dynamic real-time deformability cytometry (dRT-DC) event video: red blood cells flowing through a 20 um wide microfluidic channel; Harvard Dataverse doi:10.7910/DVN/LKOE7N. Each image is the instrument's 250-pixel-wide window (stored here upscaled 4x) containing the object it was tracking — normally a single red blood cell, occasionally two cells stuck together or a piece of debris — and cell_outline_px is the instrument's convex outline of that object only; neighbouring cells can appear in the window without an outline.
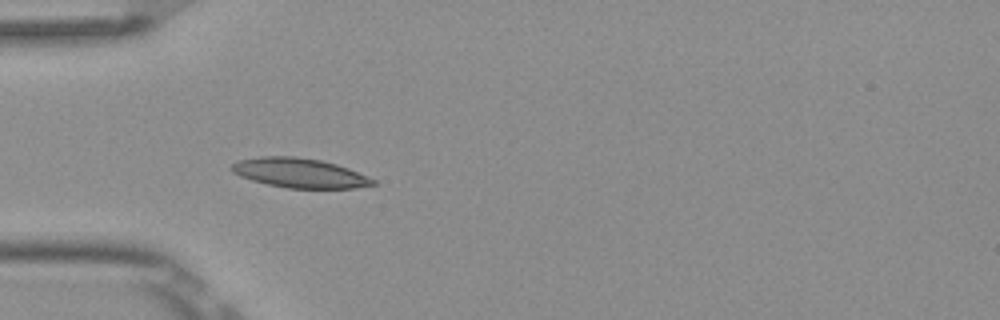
{"species": "Egyptian fruit bat (a non-hibernating species)", "species_latin": "Rousettus aegyptiacus", "temperature_condition": "room temperature", "stored_images_in_passage": 7, "camera_frame_rate_fps": 3000, "um_per_image_px": 0.085, "frame": {"image": 1, "passage_image": 5, "time_ms": 1.333, "image_size_px": [1000, 320], "cell_outline_px": [[376, 184], [356, 188], [288, 188], [268, 184], [252, 180], [240, 176], [232, 172], [228, 168], [232, 164], [240, 160], [260, 156], [296, 156], [320, 160], [336, 164], [348, 168], [368, 176], [376, 180]], "centroid_in_image_um": [25.46, 14.7], "position_along_channel_um": 59.5, "area_um2": 24.33}}
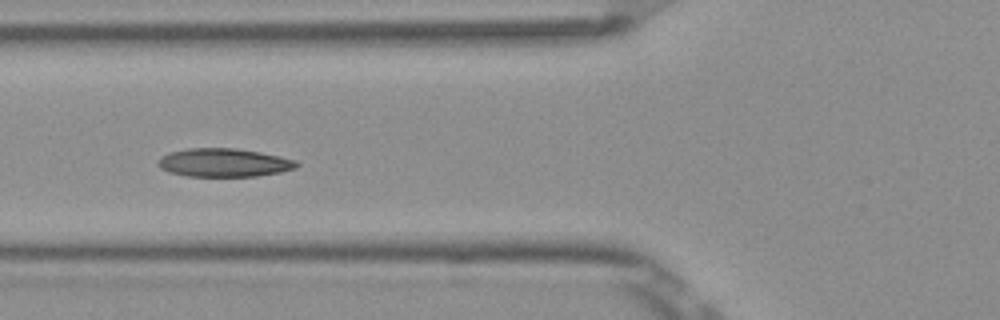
{"frame": {"image": 2, "passage_image": 6, "time_ms": 1.667, "image_size_px": [1000, 320], "cell_outline_px": [[300, 164], [296, 168], [280, 172], [256, 176], [188, 176], [172, 172], [160, 168], [156, 164], [160, 156], [172, 152], [188, 148], [236, 148], [260, 152], [280, 156], [296, 160]], "centroid_in_image_um": [19.05, 13.82], "position_along_channel_um": 106.7, "area_um2": 22.89}}
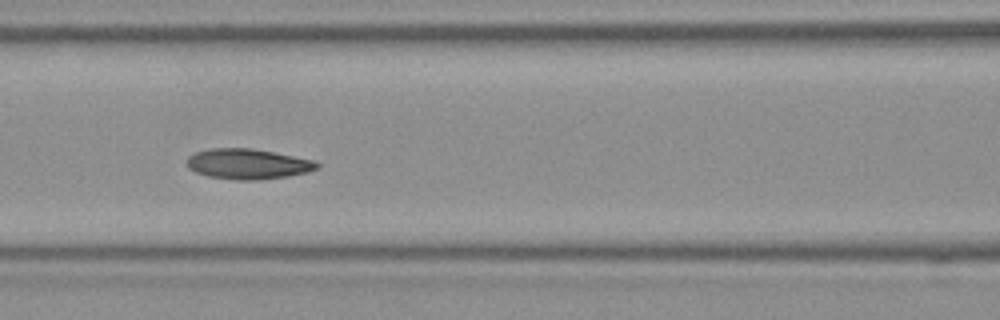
{"frame": {"image": 3, "passage_image": 7, "time_ms": 2.0, "image_size_px": [1000, 320], "cell_outline_px": [[320, 168], [308, 172], [288, 176], [252, 180], [236, 180], [208, 176], [196, 172], [188, 168], [188, 156], [196, 152], [212, 148], [252, 148], [316, 160], [320, 164]], "centroid_in_image_um": [21.11, 13.93], "position_along_channel_um": 145.5, "area_um2": 23.0}}